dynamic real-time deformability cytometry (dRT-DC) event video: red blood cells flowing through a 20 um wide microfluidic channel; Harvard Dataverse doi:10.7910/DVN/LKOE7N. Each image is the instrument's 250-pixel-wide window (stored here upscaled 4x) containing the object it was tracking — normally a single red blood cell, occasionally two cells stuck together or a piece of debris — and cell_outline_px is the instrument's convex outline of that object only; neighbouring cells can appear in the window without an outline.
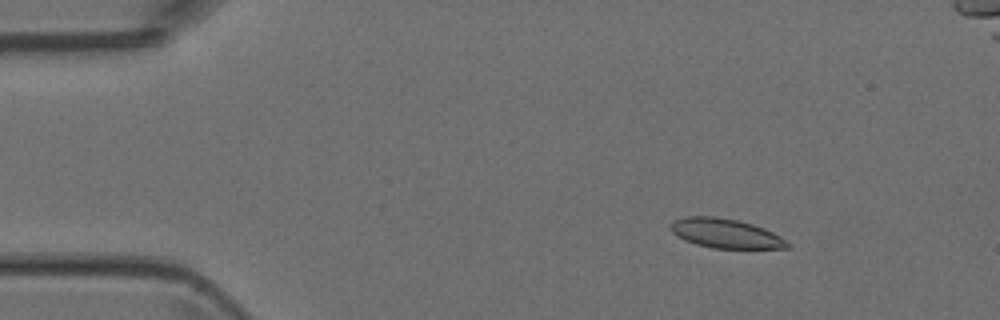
{"species": "Egyptian fruit bat (a non-hibernating species)", "species_latin": "Rousettus aegyptiacus", "temperature_condition": "room temperature", "stored_images_in_passage": 6, "camera_frame_rate_fps": 3000, "um_per_image_px": 0.085, "animal": {"sex": "female"}, "frame": {"image": 1, "passage_image": 3, "time_ms": 2.0, "image_size_px": [1000, 320], "cell_outline_px": [[792, 248], [712, 248], [696, 244], [684, 240], [676, 236], [668, 228], [668, 224], [672, 220], [684, 216], [712, 216], [736, 220], [752, 224], [764, 228], [788, 240], [792, 244]], "centroid_in_image_um": [61.65, 19.84], "position_along_channel_um": 23.4, "area_um2": 20.29}}